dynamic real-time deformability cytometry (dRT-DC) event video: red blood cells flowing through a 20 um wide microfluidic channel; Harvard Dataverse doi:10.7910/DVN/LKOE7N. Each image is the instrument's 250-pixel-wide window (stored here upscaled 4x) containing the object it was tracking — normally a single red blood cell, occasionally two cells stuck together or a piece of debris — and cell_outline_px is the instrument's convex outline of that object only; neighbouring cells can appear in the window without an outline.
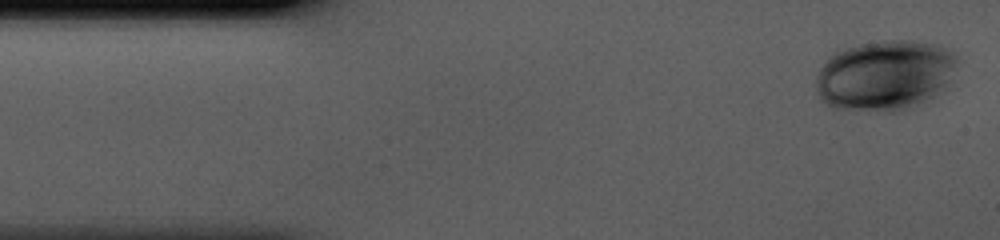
{"species": "human", "species_latin": "Homo sapiens", "temperature_condition": "cold", "stored_images_in_passage": 42, "camera_frame_rate_fps": 3000, "um_per_image_px": 0.085, "donor": {"sex": "male"}, "frame": {"image": 1, "passage_image": 1, "time_ms": 0.0, "image_size_px": [1000, 240], "cell_outline_px": [[956, 60], [944, 92], [912, 108], [892, 112], [888, 112], [832, 108], [824, 104], [820, 100], [816, 92], [816, 76], [820, 68], [828, 56], [836, 52], [860, 44], [880, 40], [912, 40], [932, 44], [944, 48], [952, 52], [956, 56]], "centroid_in_image_um": [75.18, 6.43], "position_along_channel_um": 9.8, "area_um2": 58.26}}
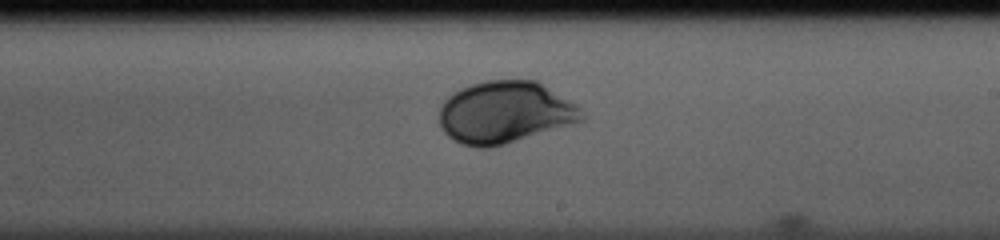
{"frame": {"image": 2, "passage_image": 24, "time_ms": 7.667, "image_size_px": [1000, 240], "cell_outline_px": [[584, 120], [504, 144], [488, 148], [476, 148], [464, 144], [448, 136], [444, 132], [440, 124], [440, 108], [444, 100], [448, 96], [460, 88], [472, 84], [488, 80], [536, 80], [576, 104], [580, 108], [584, 116]], "centroid_in_image_um": [42.9, 9.54], "position_along_channel_um": 246.1, "area_um2": 51.04}}
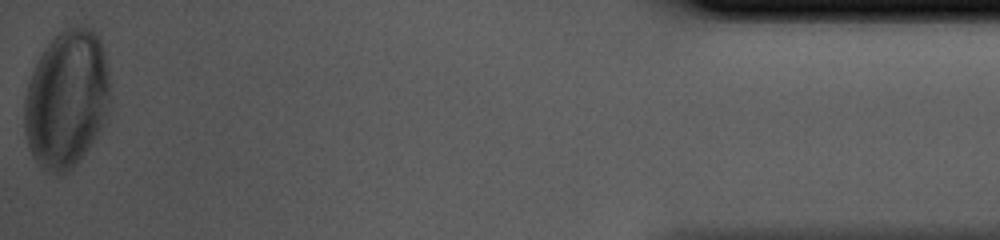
{"frame": {"image": 3, "passage_image": 42, "time_ms": 13.667, "image_size_px": [1000, 240], "cell_outline_px": [[112, 96], [108, 116], [100, 132], [76, 164], [64, 172], [56, 176], [48, 172], [32, 156], [24, 132], [24, 100], [28, 84], [32, 72], [44, 48], [64, 28], [92, 28], [96, 32], [100, 40], [104, 52], [108, 72]], "centroid_in_image_um": [5.69, 8.45], "position_along_channel_um": 429.5, "area_um2": 69.13}}